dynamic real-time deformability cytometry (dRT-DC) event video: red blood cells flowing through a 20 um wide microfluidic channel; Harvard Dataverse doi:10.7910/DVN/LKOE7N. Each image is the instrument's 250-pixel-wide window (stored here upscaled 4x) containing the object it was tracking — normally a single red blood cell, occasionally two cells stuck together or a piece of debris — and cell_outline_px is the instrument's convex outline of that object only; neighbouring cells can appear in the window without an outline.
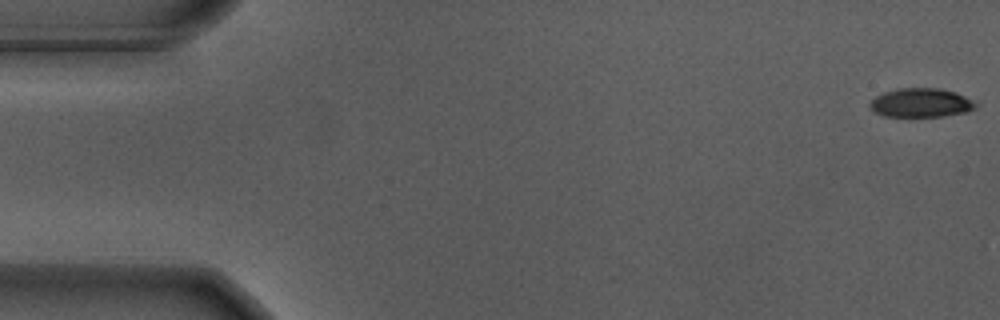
{"species": "Egyptian fruit bat (a non-hibernating species)", "species_latin": "Rousettus aegyptiacus", "temperature_condition": "warm", "stored_images_in_passage": 56, "camera_frame_rate_fps": 3000, "um_per_image_px": 0.085, "animal": {"sex": "male"}, "frame": {"image": 1, "passage_image": 1, "time_ms": 0.0, "image_size_px": [1000, 320], "cell_outline_px": [[980, 104], [976, 108], [968, 112], [944, 116], [912, 120], [884, 116], [872, 112], [868, 108], [868, 104], [876, 96], [884, 92], [900, 88], [940, 88], [956, 92]], "centroid_in_image_um": [78.26, 8.8], "position_along_channel_um": 6.7, "area_um2": 18.96}}
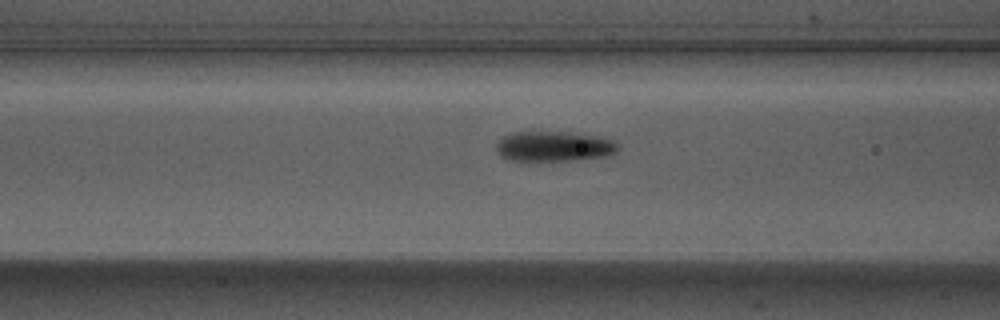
{"frame": {"image": 2, "passage_image": 22, "time_ms": 7.0, "image_size_px": [1000, 320], "cell_outline_px": [[616, 152], [604, 156], [576, 160], [528, 164], [520, 164], [508, 160], [500, 156], [496, 148], [496, 144], [500, 136], [512, 132], [568, 132], [600, 136], [612, 140], [616, 144]], "centroid_in_image_um": [46.94, 12.49], "position_along_channel_um": 119.7, "area_um2": 22.43}}
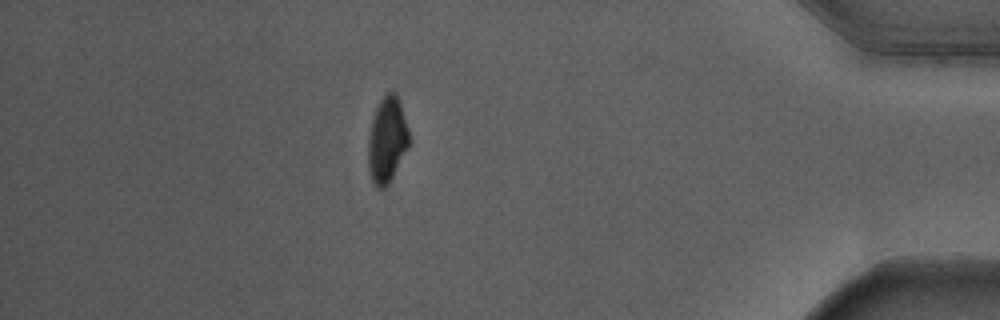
{"frame": {"image": 3, "passage_image": 49, "time_ms": 16.0, "image_size_px": [1000, 320], "cell_outline_px": [[408, 148], [388, 184], [384, 188], [376, 188], [372, 180], [368, 168], [368, 140], [372, 116], [380, 100], [388, 92], [396, 92], [408, 128]], "centroid_in_image_um": [32.88, 11.9], "position_along_channel_um": 402.3, "area_um2": 20.23}, "authors_computed_cell_mechanics": {"area_um2": 20.7791, "velocity_mm_per_s": 3.6713, "shape_relaxation_time_tau1_ms": 2.1814, "shape_relaxation_time_tau2_ms": null, "deformation_change_tau1": 0.1664, "deformation_change_tau2": null}}